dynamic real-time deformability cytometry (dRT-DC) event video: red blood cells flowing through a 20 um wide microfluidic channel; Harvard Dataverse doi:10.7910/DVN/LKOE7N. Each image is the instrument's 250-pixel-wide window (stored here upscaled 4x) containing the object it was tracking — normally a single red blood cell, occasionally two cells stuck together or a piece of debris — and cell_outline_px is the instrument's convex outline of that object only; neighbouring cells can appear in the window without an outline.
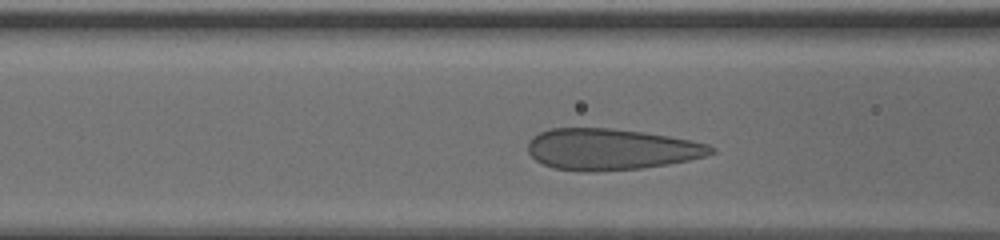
{"species": "human", "species_latin": "Homo sapiens", "temperature_condition": "cold", "stored_images_in_passage": 27, "camera_frame_rate_fps": 3000, "um_per_image_px": 0.085, "donor": {"sex": "male"}, "frame": {"image": 1, "passage_image": 5, "time_ms": 1.333, "image_size_px": [1000, 240], "cell_outline_px": [[716, 152], [704, 156], [688, 160], [668, 164], [640, 168], [592, 172], [580, 172], [552, 168], [536, 160], [528, 152], [528, 140], [532, 136], [540, 132], [552, 128], [612, 128], [644, 132], [668, 136], [708, 144], [716, 148]], "centroid_in_image_um": [51.9, 12.69], "position_along_channel_um": 114.7, "area_um2": 44.16}}
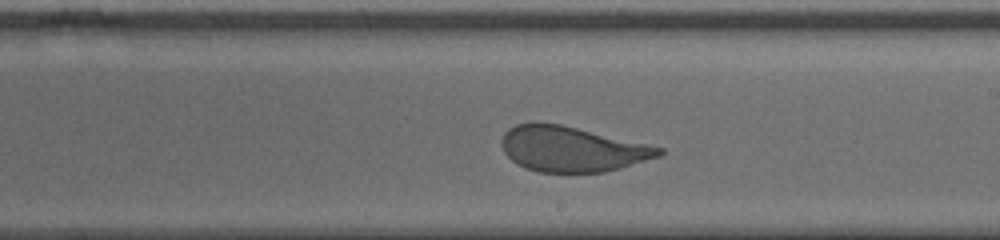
{"frame": {"image": 2, "passage_image": 15, "time_ms": 4.667, "image_size_px": [1000, 240], "cell_outline_px": [[664, 152], [660, 156], [620, 168], [604, 172], [540, 172], [516, 164], [504, 152], [504, 132], [508, 128], [516, 124], [560, 124], [664, 148]], "centroid_in_image_um": [48.65, 12.68], "position_along_channel_um": 240.4, "area_um2": 40.63}}
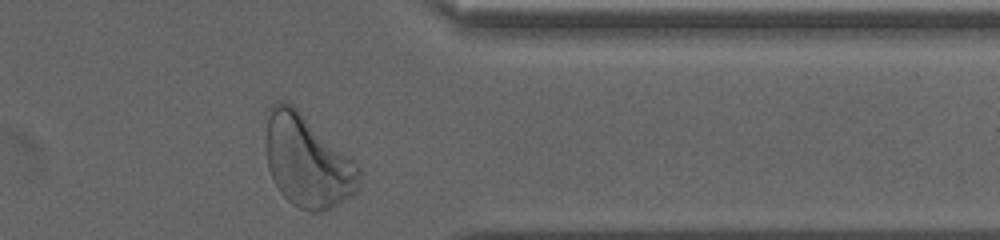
{"frame": {"image": 3, "passage_image": 27, "time_ms": 8.667, "image_size_px": [1000, 240], "cell_outline_px": [[360, 188], [352, 196], [328, 208], [316, 212], [308, 212], [292, 204], [280, 192], [272, 180], [268, 168], [264, 144], [264, 140], [268, 108], [272, 104], [280, 100], [292, 104], [356, 160], [360, 164]], "centroid_in_image_um": [26.12, 13.67], "position_along_channel_um": 385.3, "area_um2": 50.98}, "authors_computed_cell_mechanics": {"area_um2": 43.1188, "velocity_mm_per_s": 3.769, "shape_relaxation_time_tau1_ms": 6.4568, "shape_relaxation_time_tau2_ms": null, "deformation_change_tau1": 0.1715, "deformation_change_tau2": null}}